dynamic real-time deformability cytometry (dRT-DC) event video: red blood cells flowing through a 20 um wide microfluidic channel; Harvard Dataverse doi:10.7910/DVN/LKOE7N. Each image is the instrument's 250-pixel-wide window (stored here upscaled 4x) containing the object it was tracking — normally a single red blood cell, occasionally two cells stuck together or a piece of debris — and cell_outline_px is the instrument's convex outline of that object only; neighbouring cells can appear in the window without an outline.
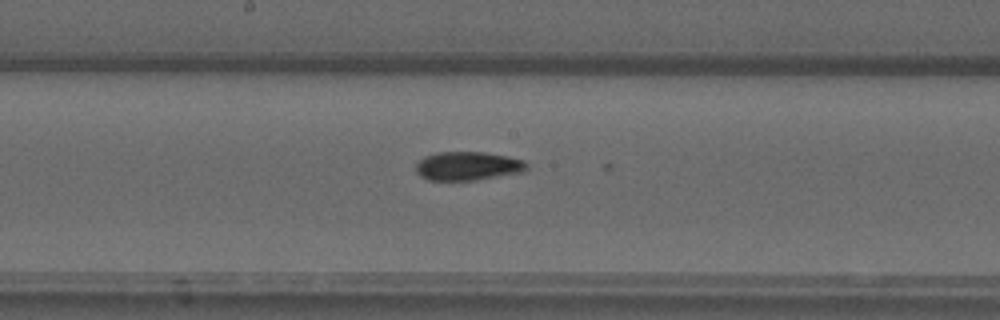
{"species": "common noctule bat (a hibernating species)", "species_latin": "Nyctalus noctula", "temperature_condition": "warm", "stored_images_in_passage": 25, "camera_frame_rate_fps": 3000, "um_per_image_px": 0.085, "animal": {"sex": "male", "forearm_length_mm": 52.5}, "frame": {"image": 1, "passage_image": 20, "time_ms": 6.333, "image_size_px": [1000, 320], "cell_outline_px": [[528, 168], [524, 172], [476, 180], [428, 180], [420, 176], [416, 172], [416, 164], [424, 156], [436, 152], [484, 152], [508, 156], [524, 160], [528, 164]], "centroid_in_image_um": [39.78, 14.11], "position_along_channel_um": 208.4, "area_um2": 18.73}}
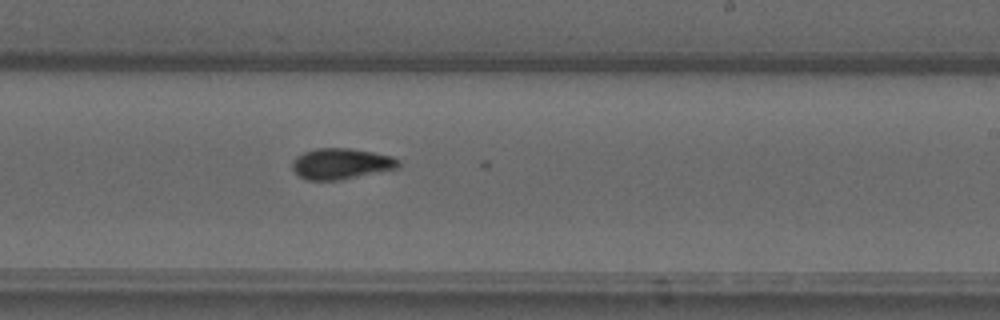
{"frame": {"image": 2, "passage_image": 24, "time_ms": 7.667, "image_size_px": [1000, 320], "cell_outline_px": [[400, 168], [340, 180], [308, 180], [300, 176], [292, 168], [292, 160], [296, 156], [304, 152], [316, 148], [348, 148], [372, 152], [392, 156], [400, 160]], "centroid_in_image_um": [29.01, 13.92], "position_along_channel_um": 260.0, "area_um2": 19.19}}